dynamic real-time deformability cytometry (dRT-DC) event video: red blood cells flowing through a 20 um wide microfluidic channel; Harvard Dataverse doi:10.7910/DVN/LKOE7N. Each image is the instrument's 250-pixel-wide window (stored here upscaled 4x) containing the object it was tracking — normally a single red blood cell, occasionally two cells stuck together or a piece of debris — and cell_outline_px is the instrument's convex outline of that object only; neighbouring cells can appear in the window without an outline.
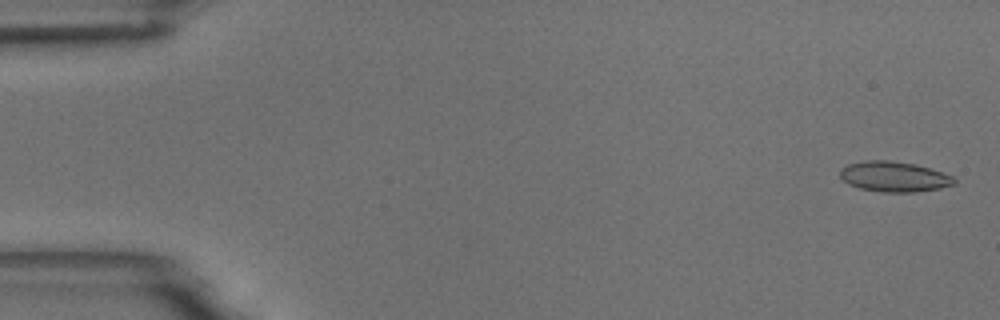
{"species": "common noctule bat (a hibernating species)", "species_latin": "Nyctalus noctula", "temperature_condition": "room temperature", "stored_images_in_passage": 56, "camera_frame_rate_fps": 3000, "um_per_image_px": 0.085, "animal": {"sex": "male", "body_mass_g": 18.8}, "frame": {"image": 1, "passage_image": 2, "time_ms": 0.333, "image_size_px": [1000, 320], "cell_outline_px": [[956, 184], [940, 188], [912, 192], [880, 192], [860, 188], [848, 184], [840, 176], [840, 168], [848, 164], [864, 160], [888, 160], [916, 164], [952, 176], [956, 180]], "centroid_in_image_um": [75.97, 15.01], "position_along_channel_um": 9.0, "area_um2": 20.11}}
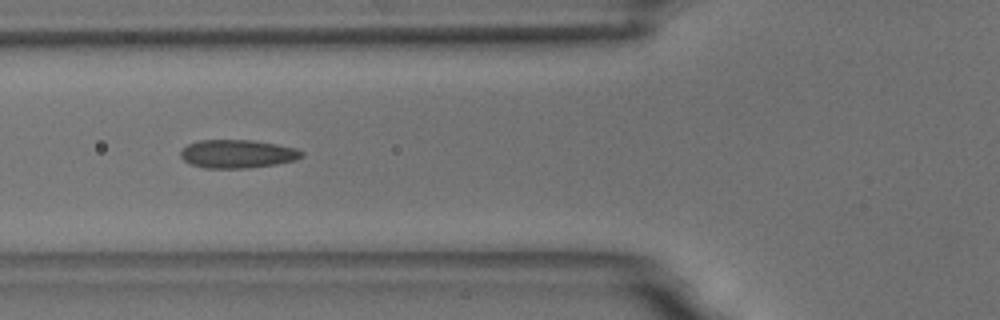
{"frame": {"image": 2, "passage_image": 21, "time_ms": 6.667, "image_size_px": [1000, 320], "cell_outline_px": [[304, 156], [296, 160], [276, 164], [248, 168], [204, 168], [192, 164], [184, 160], [180, 156], [180, 152], [188, 144], [200, 140], [252, 140], [276, 144], [296, 148], [304, 152]], "centroid_in_image_um": [20.21, 13.08], "position_along_channel_um": 105.6, "area_um2": 20.0}}
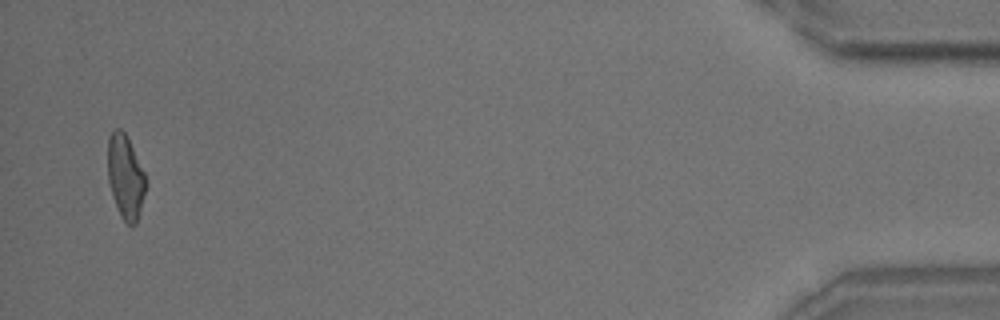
{"frame": {"image": 3, "passage_image": 54, "time_ms": 17.667, "image_size_px": [1000, 320], "cell_outline_px": [[144, 192], [136, 224], [132, 228], [120, 216], [112, 196], [108, 180], [108, 136], [116, 128], [120, 128], [124, 132], [144, 172]], "centroid_in_image_um": [10.62, 15.05], "position_along_channel_um": 424.6, "area_um2": 18.09}, "authors_computed_cell_mechanics": {"area_um2": 19.2474, "velocity_mm_per_s": 3.6683, "shape_relaxation_time_tau1_ms": 7.1588, "shape_relaxation_time_tau2_ms": 1.3098, "deformation_change_tau1": 0.1917, "deformation_change_tau2": 0.0963}}